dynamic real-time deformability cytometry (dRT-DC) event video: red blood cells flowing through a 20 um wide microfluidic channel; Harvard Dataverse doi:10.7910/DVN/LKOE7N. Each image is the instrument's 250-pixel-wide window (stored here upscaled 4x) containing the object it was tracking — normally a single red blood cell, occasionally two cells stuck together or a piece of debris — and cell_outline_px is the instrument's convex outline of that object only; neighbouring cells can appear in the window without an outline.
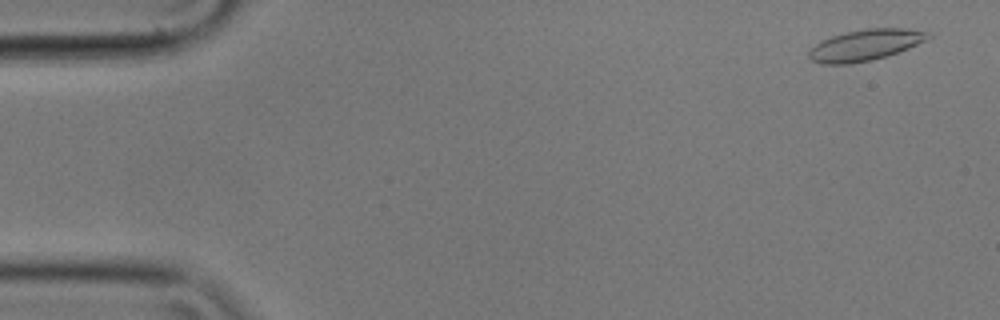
{"species": "common noctule bat (a hibernating species)", "species_latin": "Nyctalus noctula", "temperature_condition": "cold", "stored_images_in_passage": 15, "camera_frame_rate_fps": 3000, "um_per_image_px": 0.085, "animal": {"sex": "male", "body_mass_g": 17.9}, "frame": {"image": 1, "passage_image": 3, "time_ms": 0.667, "image_size_px": [1000, 320], "cell_outline_px": [[932, 36], [928, 40], [908, 48], [872, 60], [848, 64], [820, 64], [812, 60], [808, 56], [808, 52], [816, 44], [832, 36], [844, 32], [868, 28], [908, 28], [932, 32]], "centroid_in_image_um": [73.59, 3.81], "position_along_channel_um": 11.4, "area_um2": 21.62}}